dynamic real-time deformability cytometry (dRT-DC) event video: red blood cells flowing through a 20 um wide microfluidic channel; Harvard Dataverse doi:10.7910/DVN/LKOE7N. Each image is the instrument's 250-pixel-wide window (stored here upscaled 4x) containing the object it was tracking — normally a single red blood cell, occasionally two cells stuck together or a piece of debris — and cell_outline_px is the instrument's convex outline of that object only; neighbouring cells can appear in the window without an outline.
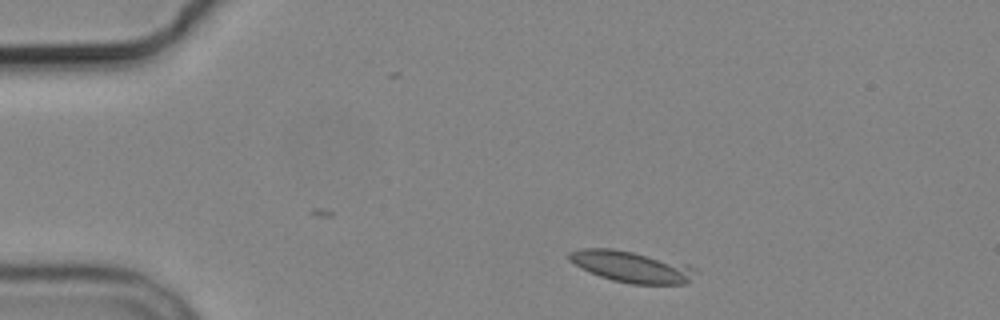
{"species": "common noctule bat (a hibernating species)", "species_latin": "Nyctalus noctula", "temperature_condition": "cold", "stored_images_in_passage": 4, "camera_frame_rate_fps": 3000, "um_per_image_px": 0.085, "animal": {"sex": "male", "body_mass_g": 19.2, "forearm_length_mm": 51.8}, "frame": {"image": 1, "passage_image": 4, "time_ms": 3.667, "image_size_px": [1000, 320], "cell_outline_px": [[696, 272], [688, 284], [632, 284], [612, 280], [600, 276], [580, 268], [568, 260], [568, 252], [580, 248], [612, 248], [632, 252], [688, 264], [696, 268]], "centroid_in_image_um": [53.67, 22.67], "position_along_channel_um": 31.3, "area_um2": 23.12}}